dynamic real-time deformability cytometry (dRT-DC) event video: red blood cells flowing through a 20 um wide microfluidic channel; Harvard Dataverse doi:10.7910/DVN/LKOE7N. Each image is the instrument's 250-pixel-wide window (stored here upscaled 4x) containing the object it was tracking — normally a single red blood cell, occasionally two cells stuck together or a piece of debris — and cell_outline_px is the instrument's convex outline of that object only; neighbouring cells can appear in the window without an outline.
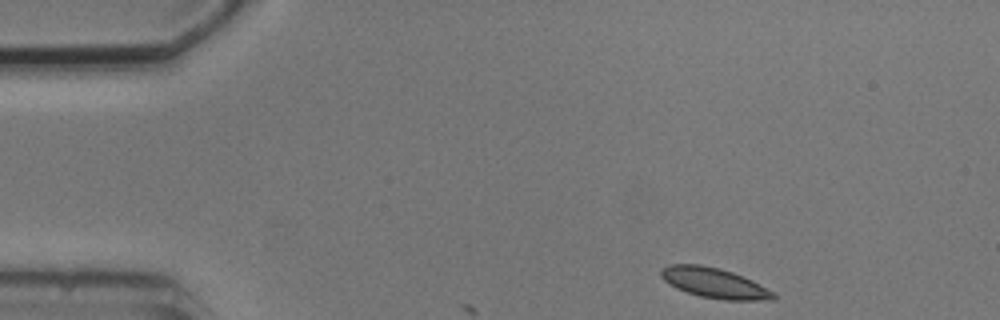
{"species": "common noctule bat (a hibernating species)", "species_latin": "Nyctalus noctula", "temperature_condition": "cold", "stored_images_in_passage": 4, "camera_frame_rate_fps": 3000, "um_per_image_px": 0.085, "animal": {"sex": "male", "body_mass_g": 20.5, "forearm_length_mm": 52.5}, "frame": {"image": 1, "passage_image": 1, "time_ms": 0.0, "image_size_px": [1000, 320], "cell_outline_px": [[776, 300], [724, 300], [700, 296], [676, 288], [664, 280], [660, 276], [660, 268], [668, 264], [700, 264], [720, 268], [744, 276], [752, 280], [772, 292], [776, 296]], "centroid_in_image_um": [60.69, 24.04], "position_along_channel_um": 24.3, "area_um2": 19.77}}
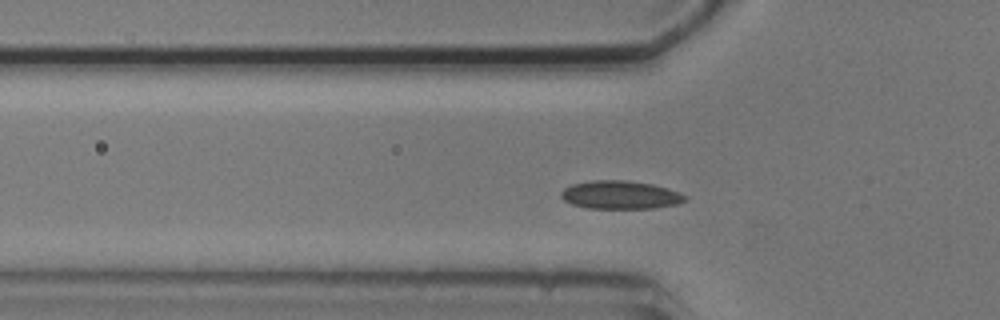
{"frame": {"image": 2, "passage_image": 4, "time_ms": 3.333, "image_size_px": [1000, 320], "cell_outline_px": [[688, 200], [676, 204], [656, 208], [588, 208], [572, 204], [564, 200], [560, 196], [560, 192], [564, 188], [572, 184], [592, 180], [628, 180], [652, 184], [668, 188], [680, 192], [688, 196]], "centroid_in_image_um": [52.75, 16.56], "position_along_channel_um": 73.0, "area_um2": 20.58}}